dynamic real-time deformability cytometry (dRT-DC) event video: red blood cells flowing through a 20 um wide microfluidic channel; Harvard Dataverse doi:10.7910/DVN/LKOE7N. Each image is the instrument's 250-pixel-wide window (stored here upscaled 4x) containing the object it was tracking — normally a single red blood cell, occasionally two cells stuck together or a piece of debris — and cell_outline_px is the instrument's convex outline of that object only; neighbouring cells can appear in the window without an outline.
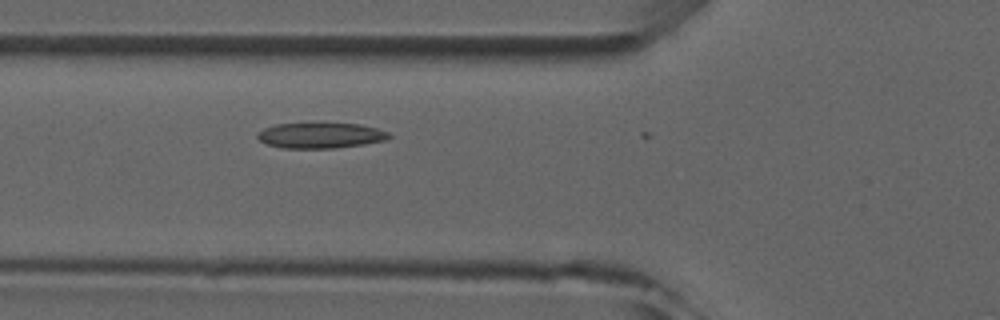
{"species": "common noctule bat (a hibernating species)", "species_latin": "Nyctalus noctula", "temperature_condition": "room temperature", "stored_images_in_passage": 5, "camera_frame_rate_fps": 3000, "um_per_image_px": 0.085, "animal": {"sex": "male", "forearm_length_mm": 52.5}, "frame": {"image": 1, "passage_image": 5, "time_ms": 4.333, "image_size_px": [1000, 320], "cell_outline_px": [[392, 136], [384, 140], [364, 144], [336, 148], [280, 148], [268, 144], [260, 140], [256, 136], [256, 132], [264, 128], [276, 124], [360, 124], [376, 128], [388, 132]], "centroid_in_image_um": [27.22, 11.52], "position_along_channel_um": 98.6, "area_um2": 19.36}}